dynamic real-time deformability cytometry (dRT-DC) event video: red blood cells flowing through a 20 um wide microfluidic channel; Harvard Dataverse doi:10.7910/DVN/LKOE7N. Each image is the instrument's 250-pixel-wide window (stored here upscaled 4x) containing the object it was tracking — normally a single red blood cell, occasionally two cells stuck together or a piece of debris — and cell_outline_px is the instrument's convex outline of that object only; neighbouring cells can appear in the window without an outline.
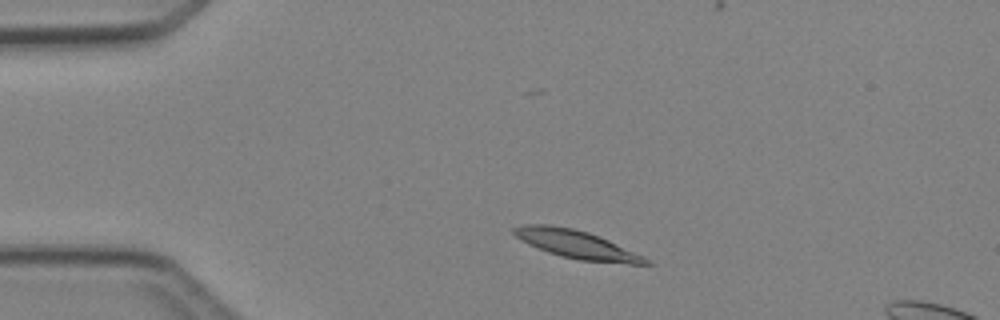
{"species": "Egyptian fruit bat (a non-hibernating species)", "species_latin": "Rousettus aegyptiacus", "temperature_condition": "cold", "stored_images_in_passage": 3, "segment_of_instrument_passage": [1, 2], "camera_frame_rate_fps": 3000, "um_per_image_px": 0.085, "animal": {"sex": "female"}, "frame": {"image": 1, "passage_image": 1, "time_ms": 0.0, "image_size_px": [1000, 320], "cell_outline_px": [[652, 264], [628, 264], [580, 260], [548, 252], [528, 244], [516, 236], [512, 232], [512, 228], [520, 224], [552, 224], [572, 228], [588, 232], [608, 240], [644, 256], [652, 260]], "centroid_in_image_um": [49.01, 20.76], "position_along_channel_um": 36.0, "area_um2": 21.62}}